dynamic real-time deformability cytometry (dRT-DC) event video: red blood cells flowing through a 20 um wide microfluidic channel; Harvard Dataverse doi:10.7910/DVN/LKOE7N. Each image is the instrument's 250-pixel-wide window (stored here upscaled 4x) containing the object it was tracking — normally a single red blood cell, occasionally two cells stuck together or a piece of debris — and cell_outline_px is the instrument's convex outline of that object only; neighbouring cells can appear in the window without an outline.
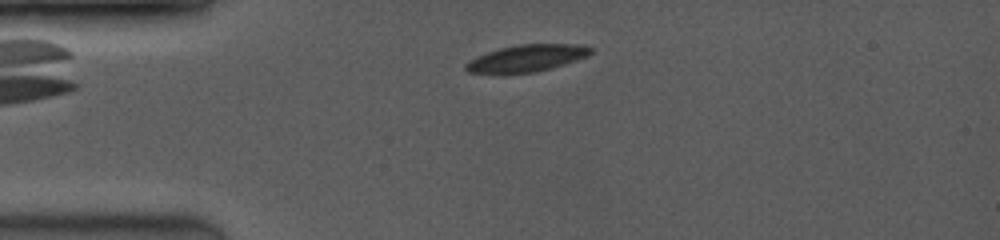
{"species": "common noctule bat (a hibernating species)", "species_latin": "Nyctalus noctula", "temperature_condition": "room temperature", "stored_images_in_passage": 2, "camera_frame_rate_fps": 3500, "um_per_image_px": 0.085, "animal": {"sex": "female", "body_mass_g": 19.0, "forearm_length_mm": 53.3}, "frame": {"image": 1, "passage_image": 2, "time_ms": 1.143, "image_size_px": [1000, 240], "cell_outline_px": [[592, 52], [588, 56], [552, 68], [536, 72], [504, 76], [500, 76], [468, 72], [464, 68], [464, 64], [476, 56], [500, 48], [520, 44], [584, 44], [592, 48]], "centroid_in_image_um": [44.71, 4.99], "position_along_channel_um": 40.3, "area_um2": 20.35}}